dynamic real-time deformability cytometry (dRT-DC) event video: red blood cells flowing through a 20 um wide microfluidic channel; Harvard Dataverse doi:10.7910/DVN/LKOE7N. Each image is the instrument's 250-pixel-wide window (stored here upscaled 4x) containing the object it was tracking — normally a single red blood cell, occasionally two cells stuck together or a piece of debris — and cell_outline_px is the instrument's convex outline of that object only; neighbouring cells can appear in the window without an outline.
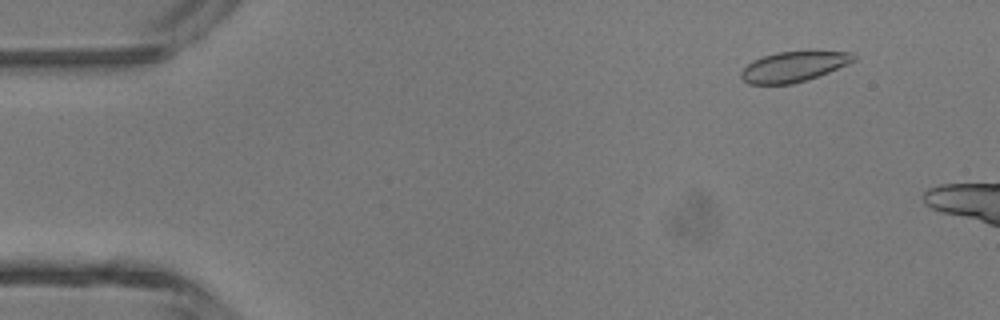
{"species": "common noctule bat (a hibernating species)", "species_latin": "Nyctalus noctula", "temperature_condition": "room temperature", "stored_images_in_passage": 10, "camera_frame_rate_fps": 3000, "um_per_image_px": 0.085, "animal": {"sex": "male", "body_mass_g": 13.3}, "frame": {"image": 1, "passage_image": 4, "time_ms": 1.0, "image_size_px": [1000, 320], "cell_outline_px": [[856, 60], [848, 64], [828, 72], [792, 84], [748, 84], [740, 76], [740, 72], [752, 60], [776, 52], [808, 48], [852, 52], [856, 56]], "centroid_in_image_um": [67.52, 5.6], "position_along_channel_um": 17.5, "area_um2": 20.58}}